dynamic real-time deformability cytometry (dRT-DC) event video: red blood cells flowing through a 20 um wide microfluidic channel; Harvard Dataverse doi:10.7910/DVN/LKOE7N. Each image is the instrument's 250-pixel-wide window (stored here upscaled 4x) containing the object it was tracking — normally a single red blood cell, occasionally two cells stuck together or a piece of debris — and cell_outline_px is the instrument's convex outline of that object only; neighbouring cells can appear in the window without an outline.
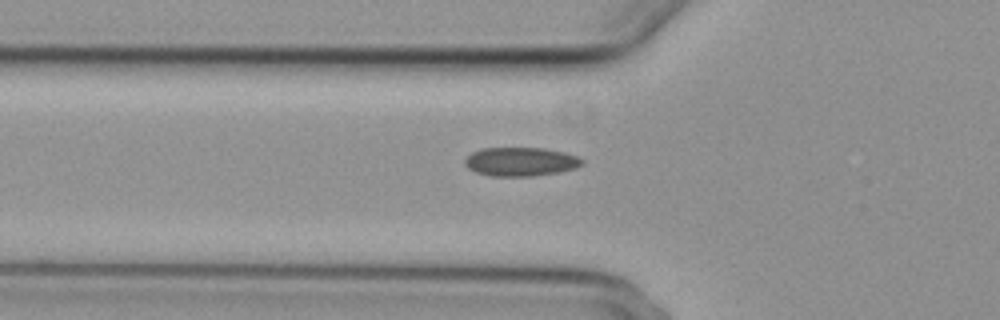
{"species": "common noctule bat (a hibernating species)", "species_latin": "Nyctalus noctula", "temperature_condition": "cold", "stored_images_in_passage": 6, "camera_frame_rate_fps": 3000, "um_per_image_px": 0.085, "animal": {"sex": "female", "body_mass_g": 29.2, "forearm_length_mm": 56.3}, "frame": {"image": 1, "passage_image": 6, "time_ms": 6.667, "image_size_px": [1000, 320], "cell_outline_px": [[584, 164], [576, 168], [560, 172], [532, 176], [492, 176], [476, 172], [468, 168], [464, 164], [464, 160], [472, 152], [484, 148], [544, 148], [564, 152], [576, 156], [584, 160]], "centroid_in_image_um": [44.27, 13.74], "position_along_channel_um": 81.5, "area_um2": 19.71}}